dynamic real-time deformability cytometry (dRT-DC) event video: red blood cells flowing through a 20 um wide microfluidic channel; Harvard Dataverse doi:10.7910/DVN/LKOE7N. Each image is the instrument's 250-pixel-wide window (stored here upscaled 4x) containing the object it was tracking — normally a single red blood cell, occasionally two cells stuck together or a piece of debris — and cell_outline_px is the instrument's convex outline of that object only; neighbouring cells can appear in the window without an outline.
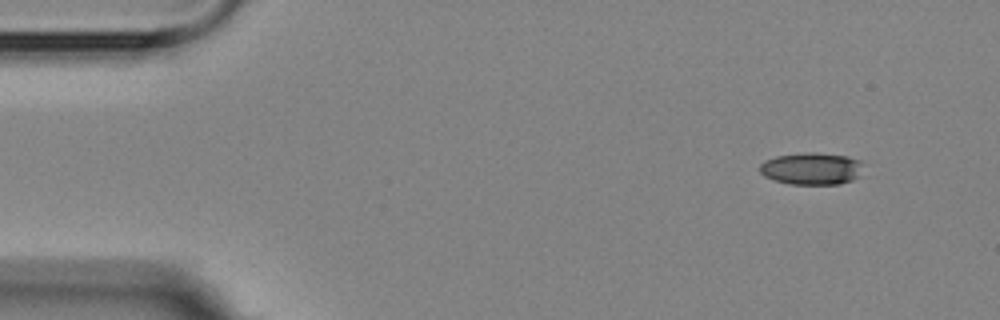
{"species": "Egyptian fruit bat (a non-hibernating species)", "species_latin": "Rousettus aegyptiacus", "temperature_condition": "room temperature", "stored_images_in_passage": 4, "camera_frame_rate_fps": 3000, "um_per_image_px": 0.085, "animal": {"sex": "female"}, "frame": {"image": 1, "passage_image": 1, "time_ms": 0.0, "image_size_px": [1000, 320], "cell_outline_px": [[860, 164], [856, 176], [852, 180], [840, 184], [788, 184], [772, 180], [764, 176], [760, 172], [760, 164], [764, 160], [776, 156], [804, 152], [816, 152], [848, 156], [860, 160]], "centroid_in_image_um": [68.9, 14.32], "position_along_channel_um": 16.1, "area_um2": 19.31}}
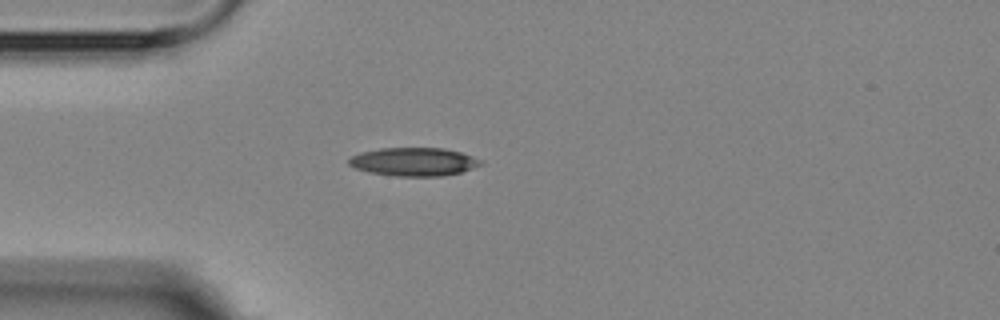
{"frame": {"image": 2, "passage_image": 3, "time_ms": 3.333, "image_size_px": [1000, 320], "cell_outline_px": [[484, 164], [460, 172], [440, 176], [396, 176], [368, 172], [356, 168], [348, 164], [348, 160], [352, 156], [360, 152], [380, 148], [444, 148], [460, 152], [472, 156], [480, 160]], "centroid_in_image_um": [35.15, 13.74], "position_along_channel_um": 49.8, "area_um2": 21.68}}